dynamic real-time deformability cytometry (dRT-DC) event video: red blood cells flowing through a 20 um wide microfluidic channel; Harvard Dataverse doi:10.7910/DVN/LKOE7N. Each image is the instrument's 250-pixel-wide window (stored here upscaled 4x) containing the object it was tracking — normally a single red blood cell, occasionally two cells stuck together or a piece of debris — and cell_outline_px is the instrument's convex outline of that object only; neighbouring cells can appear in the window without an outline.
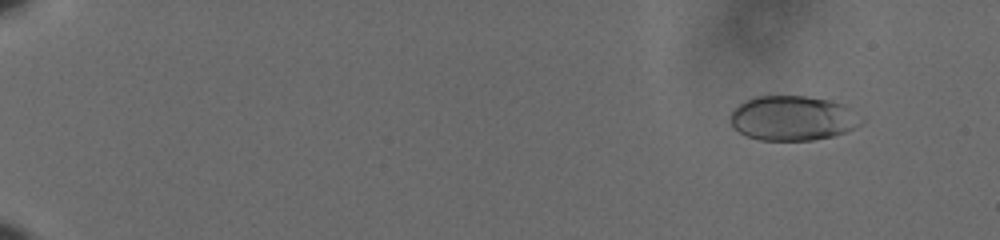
{"species": "human", "species_latin": "Homo sapiens", "temperature_condition": "cold", "stored_images_in_passage": 61, "camera_frame_rate_fps": 3000, "um_per_image_px": 0.085, "donor": {"sex": "male"}, "frame": {"image": 1, "passage_image": 7, "time_ms": 2.0, "image_size_px": [1000, 240], "cell_outline_px": [[864, 124], [856, 128], [832, 136], [812, 140], [760, 140], [744, 136], [732, 128], [728, 120], [728, 116], [744, 100], [752, 96], [808, 96], [832, 100], [848, 104], [864, 120]], "centroid_in_image_um": [67.39, 10.04], "position_along_channel_um": 17.6, "area_um2": 34.97}}
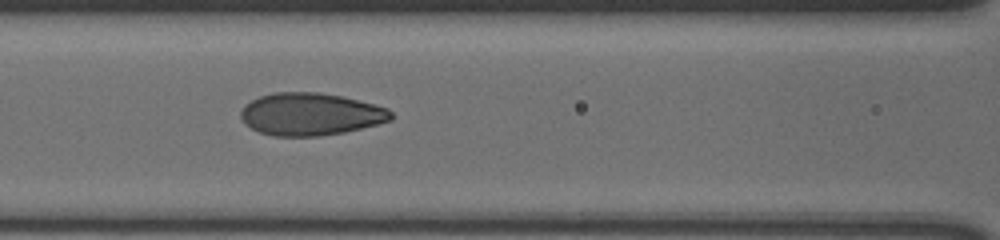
{"frame": {"image": 2, "passage_image": 31, "time_ms": 10.0, "image_size_px": [1000, 240], "cell_outline_px": [[392, 120], [344, 132], [320, 136], [272, 136], [260, 132], [244, 124], [240, 116], [240, 112], [244, 104], [260, 96], [272, 92], [320, 92], [340, 96], [376, 104], [388, 108], [392, 112]], "centroid_in_image_um": [26.37, 9.7], "position_along_channel_um": 140.2, "area_um2": 37.28}}
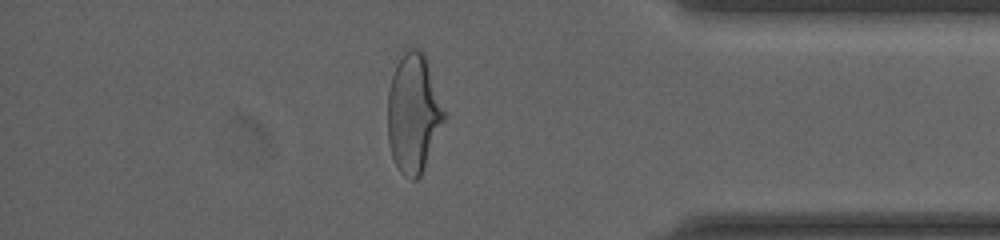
{"frame": {"image": 3, "passage_image": 54, "time_ms": 17.667, "image_size_px": [1000, 240], "cell_outline_px": [[444, 120], [420, 176], [416, 180], [412, 180], [404, 176], [400, 172], [392, 156], [388, 140], [388, 92], [392, 76], [404, 52], [408, 48], [416, 48], [424, 52], [428, 60], [444, 112]], "centroid_in_image_um": [35.13, 9.63], "position_along_channel_um": 400.1, "area_um2": 38.44}, "authors_computed_cell_mechanics": {"area_um2": 36.2406, "velocity_mm_per_s": 3.6267, "shape_relaxation_time_tau1_ms": 5.2246, "shape_relaxation_time_tau2_ms": 0.7115, "deformation_change_tau1": 0.1731, "deformation_change_tau2": 0.0514}}